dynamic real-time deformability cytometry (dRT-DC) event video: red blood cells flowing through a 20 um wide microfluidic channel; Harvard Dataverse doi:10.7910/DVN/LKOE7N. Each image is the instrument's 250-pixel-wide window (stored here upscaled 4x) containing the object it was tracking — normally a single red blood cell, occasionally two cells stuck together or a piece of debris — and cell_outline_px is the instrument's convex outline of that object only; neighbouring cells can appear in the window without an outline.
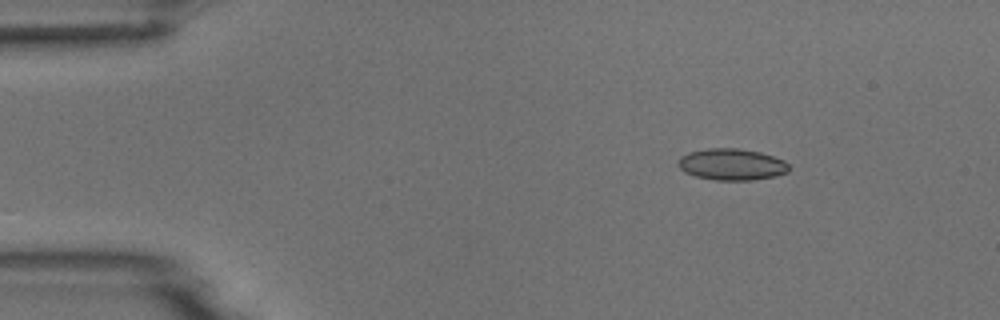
{"species": "common noctule bat (a hibernating species)", "species_latin": "Nyctalus noctula", "temperature_condition": "room temperature", "stored_images_in_passage": 5, "camera_frame_rate_fps": 3000, "um_per_image_px": 0.085, "animal": {"sex": "male", "body_mass_g": 18.8}, "frame": {"image": 1, "passage_image": 1, "time_ms": 0.0, "image_size_px": [1000, 320], "cell_outline_px": [[792, 168], [788, 172], [776, 176], [752, 180], [716, 180], [696, 176], [684, 172], [680, 168], [680, 156], [688, 152], [708, 148], [740, 148], [760, 152], [784, 160]], "centroid_in_image_um": [62.24, 13.97], "position_along_channel_um": 22.8, "area_um2": 20.4}}
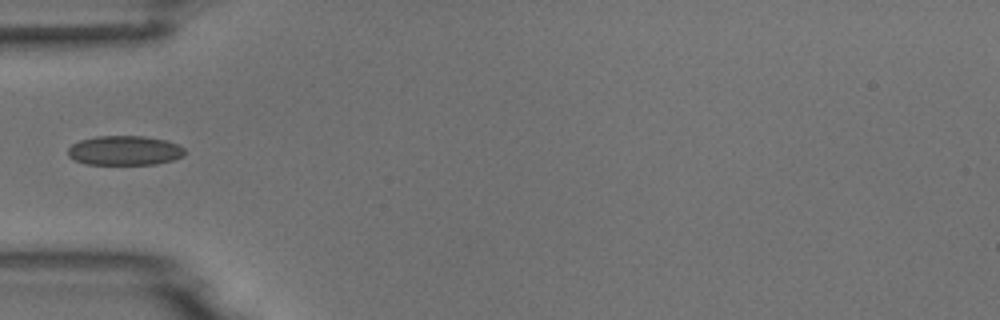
{"frame": {"image": 2, "passage_image": 4, "time_ms": 3.333, "image_size_px": [1000, 320], "cell_outline_px": [[184, 156], [172, 160], [156, 164], [84, 164], [72, 160], [68, 156], [68, 148], [72, 144], [80, 140], [96, 136], [144, 136], [164, 140], [176, 144], [184, 148]], "centroid_in_image_um": [10.55, 12.8], "position_along_channel_um": 74.5, "area_um2": 20.11}}